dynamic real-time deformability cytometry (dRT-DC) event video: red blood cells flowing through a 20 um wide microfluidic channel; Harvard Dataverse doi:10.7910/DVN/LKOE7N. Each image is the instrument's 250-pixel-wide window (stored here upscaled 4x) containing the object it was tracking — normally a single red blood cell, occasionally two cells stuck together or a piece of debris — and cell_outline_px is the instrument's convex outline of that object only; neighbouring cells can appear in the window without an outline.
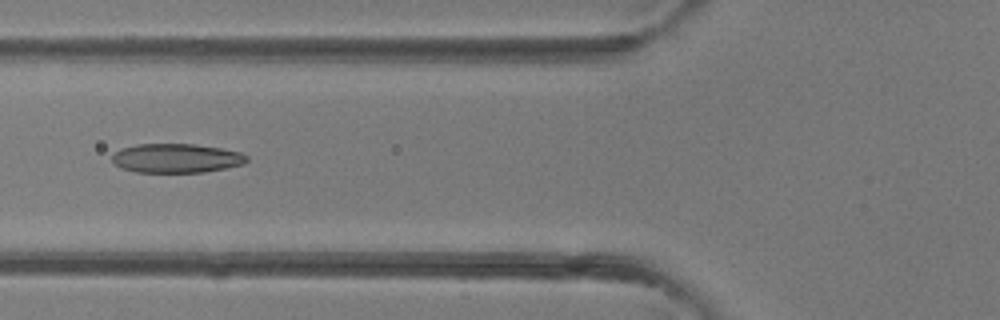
{"species": "common noctule bat (a hibernating species)", "species_latin": "Nyctalus noctula", "temperature_condition": "room temperature", "stored_images_in_passage": 2, "camera_frame_rate_fps": 3000, "um_per_image_px": 0.085, "animal": {"sex": "female"}, "frame": {"image": 1, "passage_image": 2, "time_ms": 1.0, "image_size_px": [1000, 320], "cell_outline_px": [[248, 160], [244, 164], [204, 172], [136, 172], [124, 168], [116, 164], [112, 160], [112, 156], [120, 148], [136, 144], [192, 144], [220, 148], [240, 152], [248, 156]], "centroid_in_image_um": [15.0, 13.44], "position_along_channel_um": 110.8, "area_um2": 22.72}}